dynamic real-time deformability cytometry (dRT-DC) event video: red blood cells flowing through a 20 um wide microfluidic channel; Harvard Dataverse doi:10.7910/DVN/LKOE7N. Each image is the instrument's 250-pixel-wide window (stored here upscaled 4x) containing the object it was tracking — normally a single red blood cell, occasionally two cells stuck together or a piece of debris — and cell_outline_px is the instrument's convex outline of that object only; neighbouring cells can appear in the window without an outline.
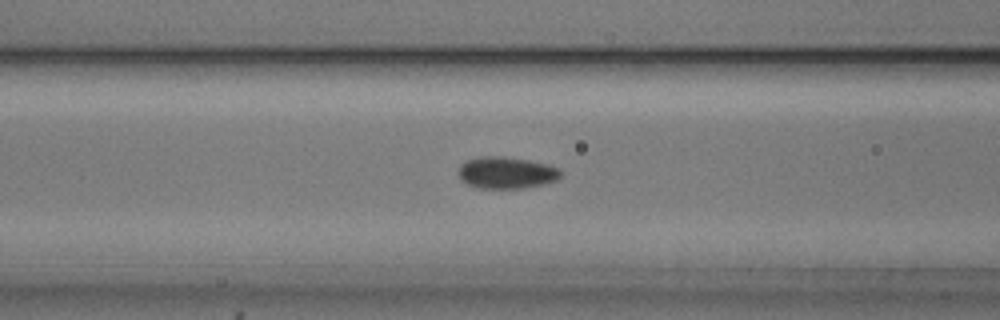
{"species": "common noctule bat (a hibernating species)", "species_latin": "Nyctalus noctula", "temperature_condition": "cold", "stored_images_in_passage": 54, "camera_frame_rate_fps": 3000, "um_per_image_px": 0.085, "animal": {"sex": "male", "body_mass_g": 20.5, "forearm_length_mm": 52.5}, "frame": {"image": 1, "passage_image": 21, "time_ms": 6.667, "image_size_px": [1000, 320], "cell_outline_px": [[560, 176], [556, 180], [544, 184], [524, 188], [480, 188], [468, 184], [460, 180], [460, 164], [468, 160], [480, 156], [504, 156], [528, 160], [548, 164], [560, 168]], "centroid_in_image_um": [43.06, 14.67], "position_along_channel_um": 123.5, "area_um2": 18.9}}
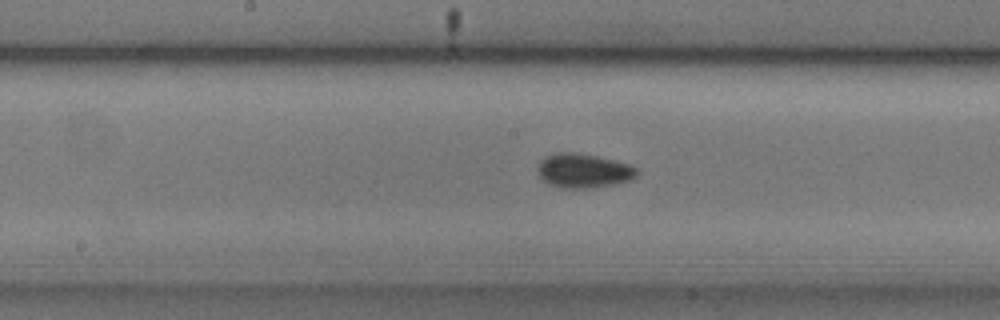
{"frame": {"image": 2, "passage_image": 27, "time_ms": 8.667, "image_size_px": [1000, 320], "cell_outline_px": [[640, 172], [632, 180], [612, 184], [588, 188], [560, 188], [544, 180], [540, 176], [536, 168], [540, 160], [544, 156], [556, 152], [576, 152], [596, 156], [632, 164]], "centroid_in_image_um": [49.6, 14.49], "position_along_channel_um": 198.6, "area_um2": 19.94}}
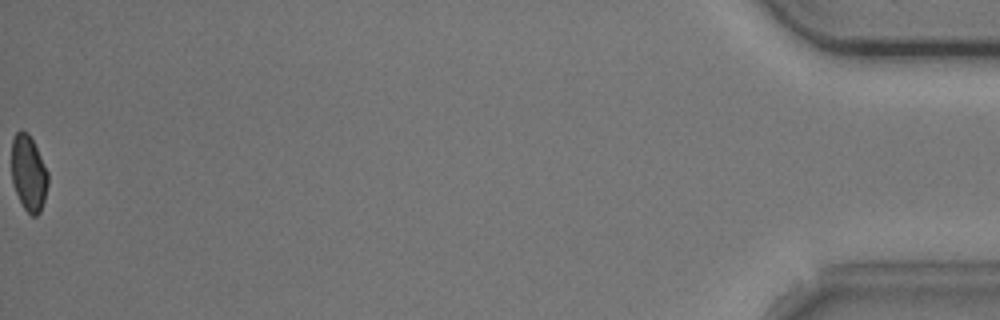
{"frame": {"image": 3, "passage_image": 54, "time_ms": 17.667, "image_size_px": [1000, 320], "cell_outline_px": [[48, 184], [44, 200], [40, 212], [36, 216], [32, 216], [24, 208], [12, 184], [12, 140], [16, 132], [20, 128], [28, 132], [48, 172]], "centroid_in_image_um": [2.42, 14.71], "position_along_channel_um": 432.8, "area_um2": 16.01}, "authors_computed_cell_mechanics": {"area_um2": 18.0625, "velocity_mm_per_s": 3.7386, "shape_relaxation_time_tau1_ms": 2.351, "shape_relaxation_time_tau2_ms": 8.3396, "deformation_change_tau1": 0.0723, "deformation_change_tau2": 0.0807}}